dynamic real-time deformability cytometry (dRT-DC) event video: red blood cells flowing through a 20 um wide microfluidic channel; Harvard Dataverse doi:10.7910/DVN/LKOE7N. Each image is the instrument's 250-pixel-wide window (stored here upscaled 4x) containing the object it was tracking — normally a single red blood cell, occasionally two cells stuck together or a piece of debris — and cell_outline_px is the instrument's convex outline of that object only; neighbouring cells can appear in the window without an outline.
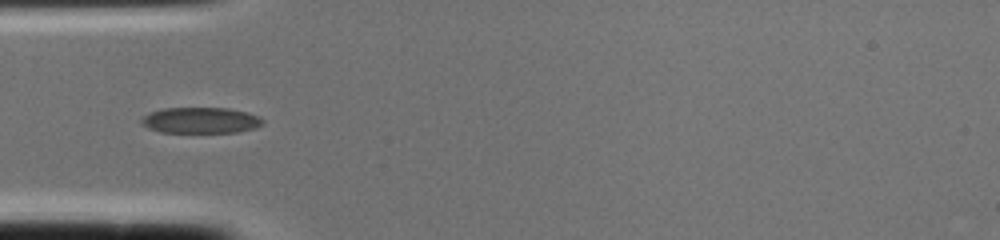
{"species": "common noctule bat (a hibernating species)", "species_latin": "Nyctalus noctula", "temperature_condition": "cold", "stored_images_in_passage": 2, "camera_frame_rate_fps": 3000, "um_per_image_px": 0.085, "animal": {"sex": "female", "body_mass_g": 22.0, "forearm_length_mm": 56.7}, "frame": {"image": 1, "passage_image": 2, "time_ms": 0.333, "image_size_px": [1000, 240], "cell_outline_px": [[264, 124], [256, 128], [236, 132], [160, 132], [148, 128], [140, 124], [140, 120], [148, 112], [160, 108], [228, 108], [248, 112], [260, 116], [264, 120]], "centroid_in_image_um": [17.05, 10.22], "position_along_channel_um": 67.9, "area_um2": 18.61}}